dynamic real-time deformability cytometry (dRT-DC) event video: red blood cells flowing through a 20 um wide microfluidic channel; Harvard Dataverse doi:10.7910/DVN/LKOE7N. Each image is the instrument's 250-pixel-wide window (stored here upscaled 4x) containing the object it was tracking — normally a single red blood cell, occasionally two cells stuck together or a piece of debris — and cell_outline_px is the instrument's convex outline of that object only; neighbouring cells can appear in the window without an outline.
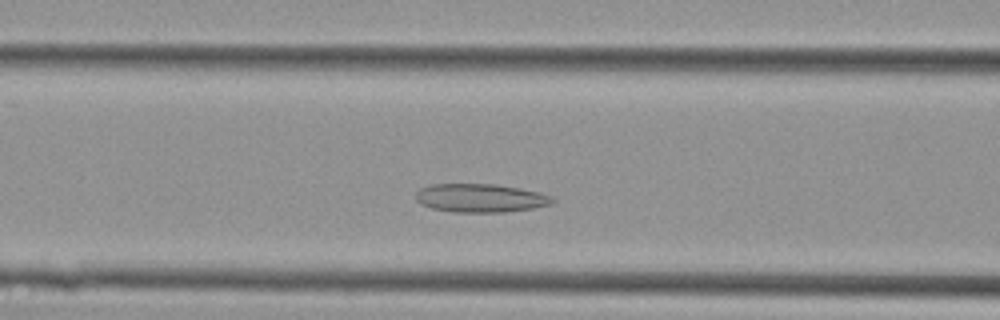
{"species": "Egyptian fruit bat (a non-hibernating species)", "species_latin": "Rousettus aegyptiacus", "temperature_condition": "cold", "stored_images_in_passage": 35, "camera_frame_rate_fps": 3000, "um_per_image_px": 0.085, "animal": {"sex": "female"}, "frame": {"image": 1, "passage_image": 9, "time_ms": 2.667, "image_size_px": [1000, 320], "cell_outline_px": [[556, 200], [552, 204], [532, 208], [504, 212], [452, 212], [432, 208], [420, 204], [416, 200], [416, 192], [420, 188], [432, 184], [492, 184], [520, 188], [540, 192], [552, 196]], "centroid_in_image_um": [40.84, 16.83], "position_along_channel_um": 125.8, "area_um2": 22.77}}
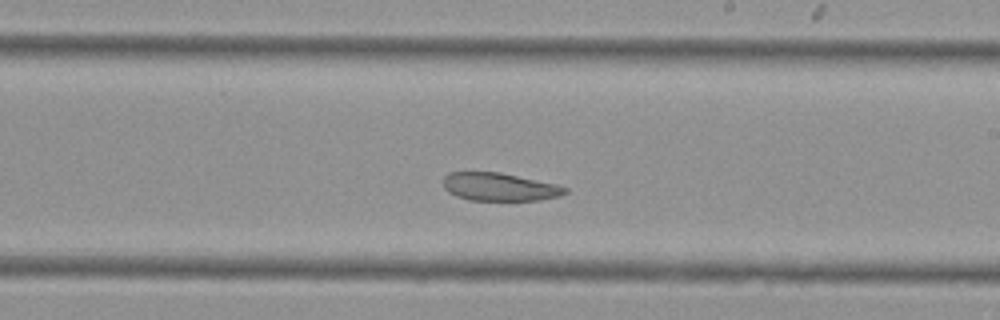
{"frame": {"image": 2, "passage_image": 17, "time_ms": 5.333, "image_size_px": [1000, 320], "cell_outline_px": [[568, 192], [560, 196], [540, 200], [468, 200], [456, 196], [448, 192], [444, 188], [444, 176], [448, 172], [500, 172], [556, 184], [568, 188]], "centroid_in_image_um": [42.45, 15.88], "position_along_channel_um": 246.5, "area_um2": 19.94}}
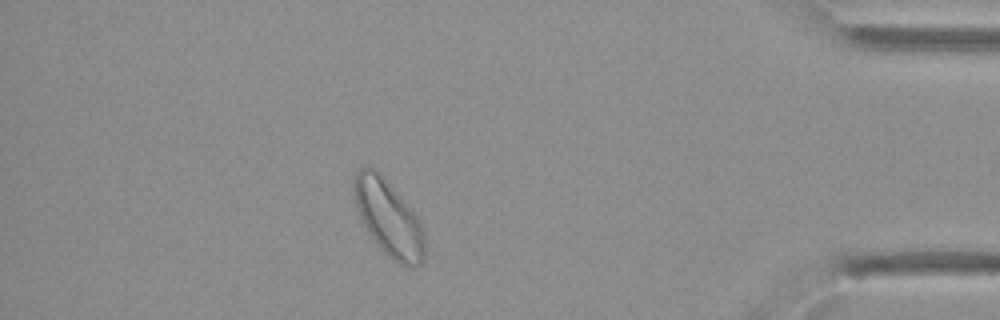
{"frame": {"image": 3, "passage_image": 30, "time_ms": 9.667, "image_size_px": [1000, 320], "cell_outline_px": [[424, 260], [420, 264], [412, 268], [400, 264], [392, 260], [380, 248], [368, 232], [356, 208], [352, 184], [352, 176], [360, 168], [368, 164], [376, 168], [380, 172], [412, 208], [424, 232]], "centroid_in_image_um": [33.0, 18.48], "position_along_channel_um": 402.2, "area_um2": 31.67}}